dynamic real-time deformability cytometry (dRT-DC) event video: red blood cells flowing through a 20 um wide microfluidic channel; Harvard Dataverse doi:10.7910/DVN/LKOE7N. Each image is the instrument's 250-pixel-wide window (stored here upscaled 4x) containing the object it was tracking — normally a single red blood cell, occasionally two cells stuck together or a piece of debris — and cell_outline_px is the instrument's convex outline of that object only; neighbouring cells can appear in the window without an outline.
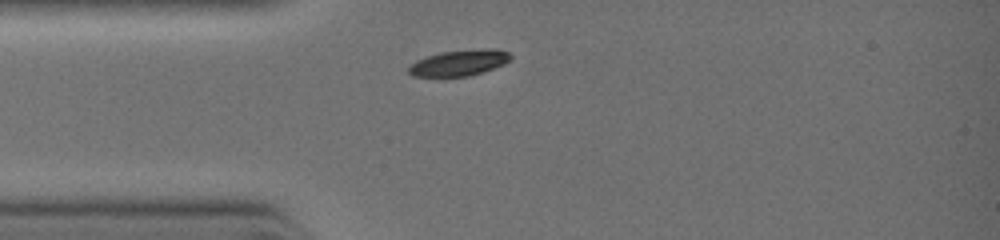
{"species": "common noctule bat (a hibernating species)", "species_latin": "Nyctalus noctula", "temperature_condition": "warm", "stored_images_in_passage": 1, "camera_frame_rate_fps": 3000, "um_per_image_px": 0.085, "animal": {"sex": "female", "body_mass_g": 19.0, "forearm_length_mm": 51.5}, "frame": {"image": 1, "passage_image": 1, "time_ms": 0.0, "image_size_px": [1000, 240], "cell_outline_px": [[512, 56], [504, 64], [484, 72], [468, 76], [412, 76], [408, 72], [408, 68], [416, 60], [440, 52], [492, 48], [496, 48], [508, 52]], "centroid_in_image_um": [39.05, 5.34], "position_along_channel_um": 46.0, "area_um2": 15.26}}